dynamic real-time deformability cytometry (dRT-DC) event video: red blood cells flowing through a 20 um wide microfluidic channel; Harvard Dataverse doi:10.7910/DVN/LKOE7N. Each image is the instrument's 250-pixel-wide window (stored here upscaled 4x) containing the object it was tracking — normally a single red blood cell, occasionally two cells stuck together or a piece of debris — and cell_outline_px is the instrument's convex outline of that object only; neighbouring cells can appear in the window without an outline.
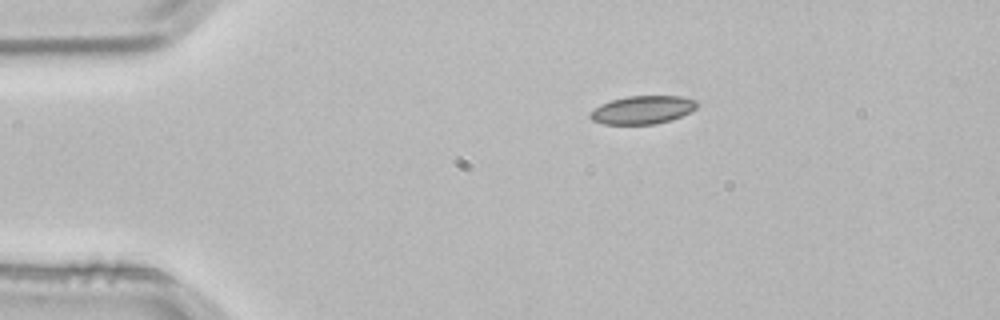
{"species": "common noctule bat (a hibernating species)", "species_latin": "Nyctalus noctula", "temperature_condition": "room temperature", "stored_images_in_passage": 2, "camera_frame_rate_fps": 3000, "um_per_image_px": 0.085, "animal": {"sex": "male", "body_mass_g": 21.5, "forearm_length_mm": 52.0}, "frame": {"image": 1, "passage_image": 1, "time_ms": 0.0, "image_size_px": [1000, 320], "cell_outline_px": [[696, 108], [692, 112], [672, 120], [656, 124], [604, 124], [592, 120], [588, 116], [588, 112], [600, 104], [612, 100], [628, 96], [680, 96], [696, 100]], "centroid_in_image_um": [54.6, 9.34], "position_along_channel_um": 30.4, "area_um2": 17.69}}